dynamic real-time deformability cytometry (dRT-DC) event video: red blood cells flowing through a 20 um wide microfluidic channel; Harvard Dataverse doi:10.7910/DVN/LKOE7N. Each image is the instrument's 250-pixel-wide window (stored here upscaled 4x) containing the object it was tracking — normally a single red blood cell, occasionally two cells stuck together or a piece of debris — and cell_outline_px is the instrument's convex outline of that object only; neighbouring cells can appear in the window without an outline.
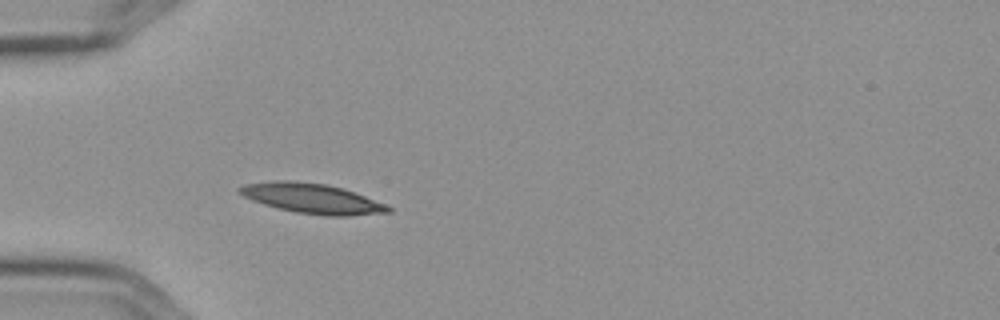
{"species": "Egyptian fruit bat (a non-hibernating species)", "species_latin": "Rousettus aegyptiacus", "temperature_condition": "cold", "stored_images_in_passage": 1, "camera_frame_rate_fps": 3000, "um_per_image_px": 0.085, "frame": {"image": 1, "passage_image": 1, "time_ms": 0.0, "image_size_px": [1000, 320], "cell_outline_px": [[392, 212], [348, 216], [324, 216], [296, 212], [264, 204], [252, 200], [244, 196], [236, 188], [244, 184], [276, 180], [292, 180], [324, 184], [340, 188], [388, 204], [392, 208]], "centroid_in_image_um": [26.54, 16.87], "position_along_channel_um": 58.5, "area_um2": 25.78}}